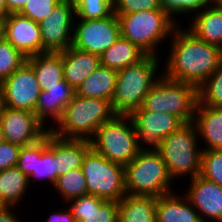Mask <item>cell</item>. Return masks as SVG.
Masks as SVG:
<instances>
[{
  "mask_svg": "<svg viewBox=\"0 0 222 222\" xmlns=\"http://www.w3.org/2000/svg\"><path fill=\"white\" fill-rule=\"evenodd\" d=\"M27 58L5 38L0 40V83L21 67Z\"/></svg>",
  "mask_w": 222,
  "mask_h": 222,
  "instance_id": "d6a6232c",
  "label": "cell"
},
{
  "mask_svg": "<svg viewBox=\"0 0 222 222\" xmlns=\"http://www.w3.org/2000/svg\"><path fill=\"white\" fill-rule=\"evenodd\" d=\"M119 222H157V197L126 194L119 202Z\"/></svg>",
  "mask_w": 222,
  "mask_h": 222,
  "instance_id": "4316f807",
  "label": "cell"
},
{
  "mask_svg": "<svg viewBox=\"0 0 222 222\" xmlns=\"http://www.w3.org/2000/svg\"><path fill=\"white\" fill-rule=\"evenodd\" d=\"M215 5L216 0H182V15L185 14L186 16L189 15L187 13H190V16H192V11L198 13L203 9L210 8Z\"/></svg>",
  "mask_w": 222,
  "mask_h": 222,
  "instance_id": "f35d334b",
  "label": "cell"
},
{
  "mask_svg": "<svg viewBox=\"0 0 222 222\" xmlns=\"http://www.w3.org/2000/svg\"><path fill=\"white\" fill-rule=\"evenodd\" d=\"M34 144L21 147L16 167L29 177L33 173Z\"/></svg>",
  "mask_w": 222,
  "mask_h": 222,
  "instance_id": "74e56055",
  "label": "cell"
},
{
  "mask_svg": "<svg viewBox=\"0 0 222 222\" xmlns=\"http://www.w3.org/2000/svg\"><path fill=\"white\" fill-rule=\"evenodd\" d=\"M188 30L200 40L222 48V7L217 4L192 14Z\"/></svg>",
  "mask_w": 222,
  "mask_h": 222,
  "instance_id": "603a6c76",
  "label": "cell"
},
{
  "mask_svg": "<svg viewBox=\"0 0 222 222\" xmlns=\"http://www.w3.org/2000/svg\"><path fill=\"white\" fill-rule=\"evenodd\" d=\"M72 46L101 56L121 36L120 22L115 13L96 20L74 22Z\"/></svg>",
  "mask_w": 222,
  "mask_h": 222,
  "instance_id": "30bf717a",
  "label": "cell"
},
{
  "mask_svg": "<svg viewBox=\"0 0 222 222\" xmlns=\"http://www.w3.org/2000/svg\"><path fill=\"white\" fill-rule=\"evenodd\" d=\"M184 195L199 213L202 222H222V188L198 175L191 179Z\"/></svg>",
  "mask_w": 222,
  "mask_h": 222,
  "instance_id": "2e32d148",
  "label": "cell"
},
{
  "mask_svg": "<svg viewBox=\"0 0 222 222\" xmlns=\"http://www.w3.org/2000/svg\"><path fill=\"white\" fill-rule=\"evenodd\" d=\"M4 142H5V139H4V135H3V132H2L1 125H0V144H2Z\"/></svg>",
  "mask_w": 222,
  "mask_h": 222,
  "instance_id": "7dc6e473",
  "label": "cell"
},
{
  "mask_svg": "<svg viewBox=\"0 0 222 222\" xmlns=\"http://www.w3.org/2000/svg\"><path fill=\"white\" fill-rule=\"evenodd\" d=\"M198 101L196 86L168 79L161 74L141 107L146 111L166 112L177 116L183 123H189L194 121Z\"/></svg>",
  "mask_w": 222,
  "mask_h": 222,
  "instance_id": "ba28073f",
  "label": "cell"
},
{
  "mask_svg": "<svg viewBox=\"0 0 222 222\" xmlns=\"http://www.w3.org/2000/svg\"><path fill=\"white\" fill-rule=\"evenodd\" d=\"M26 62L33 68L41 90H48V87L64 80L62 51L34 55L28 57Z\"/></svg>",
  "mask_w": 222,
  "mask_h": 222,
  "instance_id": "cb8c5ba5",
  "label": "cell"
},
{
  "mask_svg": "<svg viewBox=\"0 0 222 222\" xmlns=\"http://www.w3.org/2000/svg\"><path fill=\"white\" fill-rule=\"evenodd\" d=\"M20 145L4 142L0 144V171L15 167L18 162Z\"/></svg>",
  "mask_w": 222,
  "mask_h": 222,
  "instance_id": "8d00e7d4",
  "label": "cell"
},
{
  "mask_svg": "<svg viewBox=\"0 0 222 222\" xmlns=\"http://www.w3.org/2000/svg\"><path fill=\"white\" fill-rule=\"evenodd\" d=\"M148 10H162L160 0H113L116 15L130 14Z\"/></svg>",
  "mask_w": 222,
  "mask_h": 222,
  "instance_id": "d590c367",
  "label": "cell"
},
{
  "mask_svg": "<svg viewBox=\"0 0 222 222\" xmlns=\"http://www.w3.org/2000/svg\"><path fill=\"white\" fill-rule=\"evenodd\" d=\"M62 210V211H61ZM46 222H76L70 209H60L59 211L52 213Z\"/></svg>",
  "mask_w": 222,
  "mask_h": 222,
  "instance_id": "60d3db41",
  "label": "cell"
},
{
  "mask_svg": "<svg viewBox=\"0 0 222 222\" xmlns=\"http://www.w3.org/2000/svg\"><path fill=\"white\" fill-rule=\"evenodd\" d=\"M116 115L111 101L74 95L57 127L49 131L60 138L90 140L96 130Z\"/></svg>",
  "mask_w": 222,
  "mask_h": 222,
  "instance_id": "7a4b0ae2",
  "label": "cell"
},
{
  "mask_svg": "<svg viewBox=\"0 0 222 222\" xmlns=\"http://www.w3.org/2000/svg\"><path fill=\"white\" fill-rule=\"evenodd\" d=\"M159 59L160 57L147 55L139 63L118 71L111 101L116 114L130 115L142 106L144 98L161 77L156 74L159 70Z\"/></svg>",
  "mask_w": 222,
  "mask_h": 222,
  "instance_id": "3957f363",
  "label": "cell"
},
{
  "mask_svg": "<svg viewBox=\"0 0 222 222\" xmlns=\"http://www.w3.org/2000/svg\"><path fill=\"white\" fill-rule=\"evenodd\" d=\"M198 97L200 105L222 108V62L198 88Z\"/></svg>",
  "mask_w": 222,
  "mask_h": 222,
  "instance_id": "4dcf8cb0",
  "label": "cell"
},
{
  "mask_svg": "<svg viewBox=\"0 0 222 222\" xmlns=\"http://www.w3.org/2000/svg\"><path fill=\"white\" fill-rule=\"evenodd\" d=\"M75 6V19L96 20L111 16L113 0H72Z\"/></svg>",
  "mask_w": 222,
  "mask_h": 222,
  "instance_id": "1f68e13d",
  "label": "cell"
},
{
  "mask_svg": "<svg viewBox=\"0 0 222 222\" xmlns=\"http://www.w3.org/2000/svg\"><path fill=\"white\" fill-rule=\"evenodd\" d=\"M9 14L10 13L6 7L5 0H0V19L5 20Z\"/></svg>",
  "mask_w": 222,
  "mask_h": 222,
  "instance_id": "ee69618b",
  "label": "cell"
},
{
  "mask_svg": "<svg viewBox=\"0 0 222 222\" xmlns=\"http://www.w3.org/2000/svg\"><path fill=\"white\" fill-rule=\"evenodd\" d=\"M64 80L76 90L80 84L98 67L100 56L79 50L73 46L62 51Z\"/></svg>",
  "mask_w": 222,
  "mask_h": 222,
  "instance_id": "d6986e66",
  "label": "cell"
},
{
  "mask_svg": "<svg viewBox=\"0 0 222 222\" xmlns=\"http://www.w3.org/2000/svg\"><path fill=\"white\" fill-rule=\"evenodd\" d=\"M117 73L118 71L101 65L80 84L75 94L79 97L112 101Z\"/></svg>",
  "mask_w": 222,
  "mask_h": 222,
  "instance_id": "d4e9b609",
  "label": "cell"
},
{
  "mask_svg": "<svg viewBox=\"0 0 222 222\" xmlns=\"http://www.w3.org/2000/svg\"><path fill=\"white\" fill-rule=\"evenodd\" d=\"M194 122L184 123L165 137L155 149L164 160L172 179L190 175V179L201 173L202 148ZM199 148V149H198Z\"/></svg>",
  "mask_w": 222,
  "mask_h": 222,
  "instance_id": "5b68a950",
  "label": "cell"
},
{
  "mask_svg": "<svg viewBox=\"0 0 222 222\" xmlns=\"http://www.w3.org/2000/svg\"><path fill=\"white\" fill-rule=\"evenodd\" d=\"M28 0H5L9 13H19Z\"/></svg>",
  "mask_w": 222,
  "mask_h": 222,
  "instance_id": "7bdbcfd3",
  "label": "cell"
},
{
  "mask_svg": "<svg viewBox=\"0 0 222 222\" xmlns=\"http://www.w3.org/2000/svg\"><path fill=\"white\" fill-rule=\"evenodd\" d=\"M4 108H5L4 94H3L2 87L0 86V118L2 116Z\"/></svg>",
  "mask_w": 222,
  "mask_h": 222,
  "instance_id": "f6af8a7d",
  "label": "cell"
},
{
  "mask_svg": "<svg viewBox=\"0 0 222 222\" xmlns=\"http://www.w3.org/2000/svg\"><path fill=\"white\" fill-rule=\"evenodd\" d=\"M74 95L75 90L65 80L59 81L58 85L48 87V90H41L34 111L36 118L45 125L48 117H50L55 122L52 126H56Z\"/></svg>",
  "mask_w": 222,
  "mask_h": 222,
  "instance_id": "ac0fdd59",
  "label": "cell"
},
{
  "mask_svg": "<svg viewBox=\"0 0 222 222\" xmlns=\"http://www.w3.org/2000/svg\"><path fill=\"white\" fill-rule=\"evenodd\" d=\"M81 169L88 194L115 202H119L127 194L125 166L111 162L92 148L85 155Z\"/></svg>",
  "mask_w": 222,
  "mask_h": 222,
  "instance_id": "9c48e42d",
  "label": "cell"
},
{
  "mask_svg": "<svg viewBox=\"0 0 222 222\" xmlns=\"http://www.w3.org/2000/svg\"><path fill=\"white\" fill-rule=\"evenodd\" d=\"M193 122L207 146L202 150L222 149V108L198 103Z\"/></svg>",
  "mask_w": 222,
  "mask_h": 222,
  "instance_id": "ffe728a7",
  "label": "cell"
},
{
  "mask_svg": "<svg viewBox=\"0 0 222 222\" xmlns=\"http://www.w3.org/2000/svg\"><path fill=\"white\" fill-rule=\"evenodd\" d=\"M4 21L0 19V40L4 38Z\"/></svg>",
  "mask_w": 222,
  "mask_h": 222,
  "instance_id": "bcb514c9",
  "label": "cell"
},
{
  "mask_svg": "<svg viewBox=\"0 0 222 222\" xmlns=\"http://www.w3.org/2000/svg\"><path fill=\"white\" fill-rule=\"evenodd\" d=\"M200 176L222 188V149L202 150Z\"/></svg>",
  "mask_w": 222,
  "mask_h": 222,
  "instance_id": "836d02e7",
  "label": "cell"
},
{
  "mask_svg": "<svg viewBox=\"0 0 222 222\" xmlns=\"http://www.w3.org/2000/svg\"><path fill=\"white\" fill-rule=\"evenodd\" d=\"M74 17L76 12L72 0H62L55 6L51 15L39 23L42 53L61 52L72 46L76 21Z\"/></svg>",
  "mask_w": 222,
  "mask_h": 222,
  "instance_id": "8fae6325",
  "label": "cell"
},
{
  "mask_svg": "<svg viewBox=\"0 0 222 222\" xmlns=\"http://www.w3.org/2000/svg\"><path fill=\"white\" fill-rule=\"evenodd\" d=\"M4 207H6V206L4 205V203L2 202V200L0 199V209H2V208H4Z\"/></svg>",
  "mask_w": 222,
  "mask_h": 222,
  "instance_id": "681fc988",
  "label": "cell"
},
{
  "mask_svg": "<svg viewBox=\"0 0 222 222\" xmlns=\"http://www.w3.org/2000/svg\"><path fill=\"white\" fill-rule=\"evenodd\" d=\"M161 9L165 10L173 19V15L182 16V0H160Z\"/></svg>",
  "mask_w": 222,
  "mask_h": 222,
  "instance_id": "ab89813d",
  "label": "cell"
},
{
  "mask_svg": "<svg viewBox=\"0 0 222 222\" xmlns=\"http://www.w3.org/2000/svg\"><path fill=\"white\" fill-rule=\"evenodd\" d=\"M172 177L155 148H142L125 166V189L128 195L160 197L172 191Z\"/></svg>",
  "mask_w": 222,
  "mask_h": 222,
  "instance_id": "277c9868",
  "label": "cell"
},
{
  "mask_svg": "<svg viewBox=\"0 0 222 222\" xmlns=\"http://www.w3.org/2000/svg\"><path fill=\"white\" fill-rule=\"evenodd\" d=\"M91 149L90 140L66 139L55 135V171L57 177L72 169L81 168L83 159Z\"/></svg>",
  "mask_w": 222,
  "mask_h": 222,
  "instance_id": "44dd1931",
  "label": "cell"
},
{
  "mask_svg": "<svg viewBox=\"0 0 222 222\" xmlns=\"http://www.w3.org/2000/svg\"><path fill=\"white\" fill-rule=\"evenodd\" d=\"M147 54L128 39L120 36L116 42L101 56V65L120 71L123 68L139 63Z\"/></svg>",
  "mask_w": 222,
  "mask_h": 222,
  "instance_id": "83f0119b",
  "label": "cell"
},
{
  "mask_svg": "<svg viewBox=\"0 0 222 222\" xmlns=\"http://www.w3.org/2000/svg\"><path fill=\"white\" fill-rule=\"evenodd\" d=\"M29 183L26 174L16 166L0 171V199L4 205L18 207V203L26 195Z\"/></svg>",
  "mask_w": 222,
  "mask_h": 222,
  "instance_id": "f1b7e54d",
  "label": "cell"
},
{
  "mask_svg": "<svg viewBox=\"0 0 222 222\" xmlns=\"http://www.w3.org/2000/svg\"><path fill=\"white\" fill-rule=\"evenodd\" d=\"M4 38L26 58L42 53L39 23L19 13H11L5 19Z\"/></svg>",
  "mask_w": 222,
  "mask_h": 222,
  "instance_id": "9a60e30c",
  "label": "cell"
},
{
  "mask_svg": "<svg viewBox=\"0 0 222 222\" xmlns=\"http://www.w3.org/2000/svg\"><path fill=\"white\" fill-rule=\"evenodd\" d=\"M5 142L29 146L43 139L49 132L34 112L5 107L0 118Z\"/></svg>",
  "mask_w": 222,
  "mask_h": 222,
  "instance_id": "4fadbf2b",
  "label": "cell"
},
{
  "mask_svg": "<svg viewBox=\"0 0 222 222\" xmlns=\"http://www.w3.org/2000/svg\"><path fill=\"white\" fill-rule=\"evenodd\" d=\"M53 187L61 195V200L67 203L88 194L86 179L81 168L72 169L64 175L57 177Z\"/></svg>",
  "mask_w": 222,
  "mask_h": 222,
  "instance_id": "f546056e",
  "label": "cell"
},
{
  "mask_svg": "<svg viewBox=\"0 0 222 222\" xmlns=\"http://www.w3.org/2000/svg\"><path fill=\"white\" fill-rule=\"evenodd\" d=\"M171 49L162 74L199 88L222 62V48L197 38L179 25L172 33Z\"/></svg>",
  "mask_w": 222,
  "mask_h": 222,
  "instance_id": "6da1fadb",
  "label": "cell"
},
{
  "mask_svg": "<svg viewBox=\"0 0 222 222\" xmlns=\"http://www.w3.org/2000/svg\"><path fill=\"white\" fill-rule=\"evenodd\" d=\"M123 38L137 45L147 55L157 57V49L166 37H171L178 26L165 10H148L117 15ZM171 34V35H170Z\"/></svg>",
  "mask_w": 222,
  "mask_h": 222,
  "instance_id": "8992f818",
  "label": "cell"
},
{
  "mask_svg": "<svg viewBox=\"0 0 222 222\" xmlns=\"http://www.w3.org/2000/svg\"><path fill=\"white\" fill-rule=\"evenodd\" d=\"M76 222H119V204L86 194L69 201Z\"/></svg>",
  "mask_w": 222,
  "mask_h": 222,
  "instance_id": "e0dca14e",
  "label": "cell"
},
{
  "mask_svg": "<svg viewBox=\"0 0 222 222\" xmlns=\"http://www.w3.org/2000/svg\"><path fill=\"white\" fill-rule=\"evenodd\" d=\"M180 196V197H179ZM174 192L157 197V222H202L188 198Z\"/></svg>",
  "mask_w": 222,
  "mask_h": 222,
  "instance_id": "7402d4cb",
  "label": "cell"
},
{
  "mask_svg": "<svg viewBox=\"0 0 222 222\" xmlns=\"http://www.w3.org/2000/svg\"><path fill=\"white\" fill-rule=\"evenodd\" d=\"M130 116L142 148H155L165 137L184 124L177 116L166 112L146 111L142 107L134 110Z\"/></svg>",
  "mask_w": 222,
  "mask_h": 222,
  "instance_id": "5bb4252c",
  "label": "cell"
},
{
  "mask_svg": "<svg viewBox=\"0 0 222 222\" xmlns=\"http://www.w3.org/2000/svg\"><path fill=\"white\" fill-rule=\"evenodd\" d=\"M90 142L95 152L123 166L142 149L130 115L116 114L96 130Z\"/></svg>",
  "mask_w": 222,
  "mask_h": 222,
  "instance_id": "52a82bcc",
  "label": "cell"
},
{
  "mask_svg": "<svg viewBox=\"0 0 222 222\" xmlns=\"http://www.w3.org/2000/svg\"><path fill=\"white\" fill-rule=\"evenodd\" d=\"M11 210V211H10ZM13 207L6 206L0 209V222H18V217L12 212Z\"/></svg>",
  "mask_w": 222,
  "mask_h": 222,
  "instance_id": "b9f144b4",
  "label": "cell"
},
{
  "mask_svg": "<svg viewBox=\"0 0 222 222\" xmlns=\"http://www.w3.org/2000/svg\"><path fill=\"white\" fill-rule=\"evenodd\" d=\"M5 107L34 112L41 93L33 68L25 62L0 83Z\"/></svg>",
  "mask_w": 222,
  "mask_h": 222,
  "instance_id": "7c38bea8",
  "label": "cell"
},
{
  "mask_svg": "<svg viewBox=\"0 0 222 222\" xmlns=\"http://www.w3.org/2000/svg\"><path fill=\"white\" fill-rule=\"evenodd\" d=\"M62 0H28L20 15L30 18L36 23H40L46 17H49L53 9Z\"/></svg>",
  "mask_w": 222,
  "mask_h": 222,
  "instance_id": "e575fe53",
  "label": "cell"
},
{
  "mask_svg": "<svg viewBox=\"0 0 222 222\" xmlns=\"http://www.w3.org/2000/svg\"><path fill=\"white\" fill-rule=\"evenodd\" d=\"M55 169V135L48 132L39 142L34 143V164L33 173L28 177L36 181L42 178L50 185H54L57 179Z\"/></svg>",
  "mask_w": 222,
  "mask_h": 222,
  "instance_id": "484cf974",
  "label": "cell"
},
{
  "mask_svg": "<svg viewBox=\"0 0 222 222\" xmlns=\"http://www.w3.org/2000/svg\"><path fill=\"white\" fill-rule=\"evenodd\" d=\"M216 4L222 7V0H216Z\"/></svg>",
  "mask_w": 222,
  "mask_h": 222,
  "instance_id": "c3c4849f",
  "label": "cell"
}]
</instances>
